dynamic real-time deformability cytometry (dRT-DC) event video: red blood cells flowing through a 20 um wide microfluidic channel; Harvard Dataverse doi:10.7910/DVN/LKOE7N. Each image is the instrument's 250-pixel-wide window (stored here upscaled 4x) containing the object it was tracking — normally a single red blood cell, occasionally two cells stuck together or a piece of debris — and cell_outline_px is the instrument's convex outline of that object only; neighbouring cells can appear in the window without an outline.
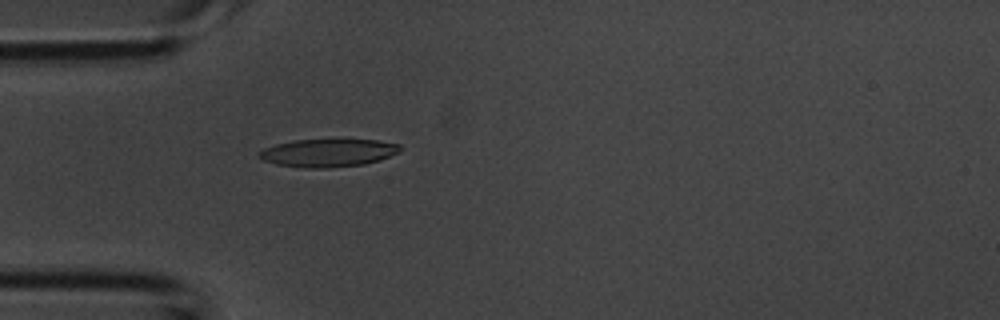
{"species": "common noctule bat (a hibernating species)", "species_latin": "Nyctalus noctula", "temperature_condition": "room temperature", "stored_images_in_passage": 4, "camera_frame_rate_fps": 3000, "um_per_image_px": 0.085, "animal": {"sex": "male", "body_mass_g": 20.1, "forearm_length_mm": 53.5}, "frame": {"image": 1, "passage_image": 4, "time_ms": 1.0, "image_size_px": [1000, 320], "cell_outline_px": [[400, 152], [380, 160], [364, 164], [324, 168], [304, 168], [276, 164], [264, 160], [256, 156], [264, 148], [276, 144], [296, 140], [380, 140], [400, 144]], "centroid_in_image_um": [27.9, 12.99], "position_along_channel_um": 57.1, "area_um2": 22.83}}